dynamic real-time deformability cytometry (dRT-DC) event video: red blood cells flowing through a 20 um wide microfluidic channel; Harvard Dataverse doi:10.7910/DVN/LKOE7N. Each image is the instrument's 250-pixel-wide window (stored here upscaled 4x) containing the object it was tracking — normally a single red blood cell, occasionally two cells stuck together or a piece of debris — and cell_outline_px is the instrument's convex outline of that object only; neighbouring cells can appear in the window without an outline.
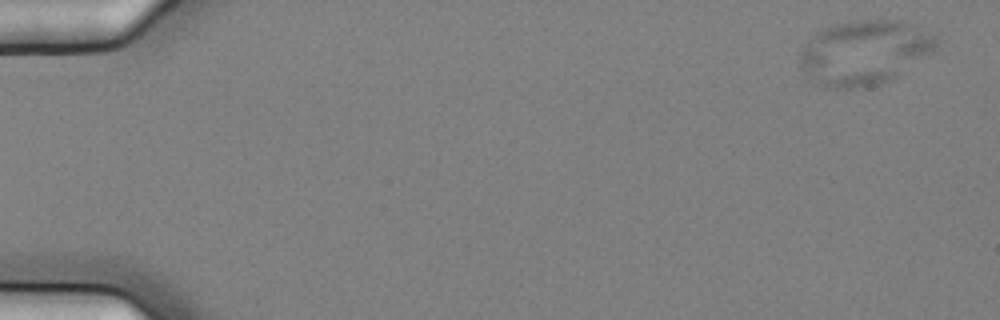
{"species": "common noctule bat (a hibernating species)", "species_latin": "Nyctalus noctula", "temperature_condition": "cold", "stored_images_in_passage": 5, "camera_frame_rate_fps": 3000, "um_per_image_px": 0.085, "animal": {"sex": "female", "body_mass_g": 25.1}, "frame": {"image": 1, "passage_image": 1, "time_ms": 0.0, "image_size_px": [1000, 320], "cell_outline_px": [[936, 52], [896, 76], [888, 80], [876, 84], [852, 88], [824, 88], [812, 80], [800, 68], [800, 52], [808, 40], [816, 32], [824, 28], [848, 20], [900, 20], [912, 24], [936, 36]], "centroid_in_image_um": [73.47, 4.45], "position_along_channel_um": 11.5, "area_um2": 51.27}}